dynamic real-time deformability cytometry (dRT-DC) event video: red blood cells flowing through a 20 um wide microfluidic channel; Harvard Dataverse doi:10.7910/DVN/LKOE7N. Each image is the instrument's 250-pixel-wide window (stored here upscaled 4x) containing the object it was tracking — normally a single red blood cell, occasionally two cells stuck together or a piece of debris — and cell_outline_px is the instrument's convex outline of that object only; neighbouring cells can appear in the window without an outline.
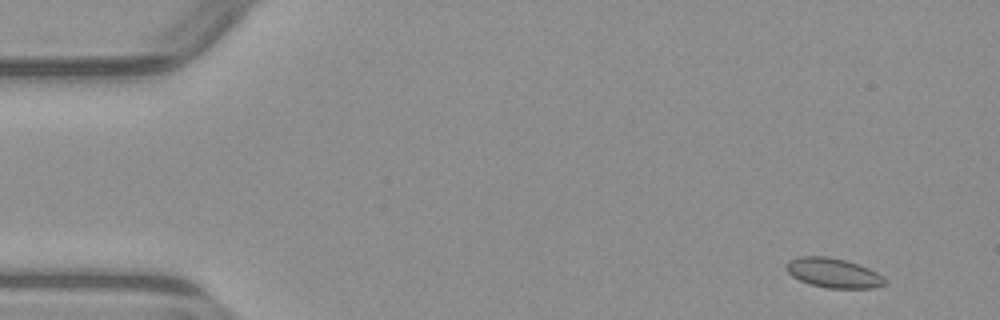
{"species": "common noctule bat (a hibernating species)", "species_latin": "Nyctalus noctula", "temperature_condition": "warm", "stored_images_in_passage": 6, "camera_frame_rate_fps": 3000, "um_per_image_px": 0.085, "animal": {"sex": "male", "body_mass_g": 23.1, "forearm_length_mm": 52.7}, "frame": {"image": 1, "passage_image": 1, "time_ms": 0.0, "image_size_px": [1000, 320], "cell_outline_px": [[884, 284], [872, 288], [828, 288], [812, 284], [800, 280], [792, 276], [784, 268], [784, 264], [788, 260], [800, 256], [828, 256], [860, 264], [884, 276]], "centroid_in_image_um": [70.79, 23.18], "position_along_channel_um": 14.2, "area_um2": 16.99}}
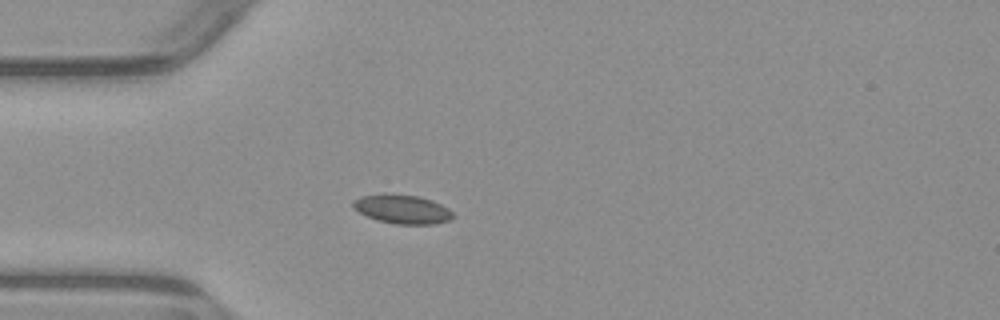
{"frame": {"image": 2, "passage_image": 4, "time_ms": 3.667, "image_size_px": [1000, 320], "cell_outline_px": [[456, 216], [452, 220], [436, 224], [396, 224], [376, 220], [352, 208], [352, 200], [360, 196], [384, 192], [416, 196], [432, 200], [448, 208]], "centroid_in_image_um": [34.18, 17.77], "position_along_channel_um": 50.8, "area_um2": 17.22}}
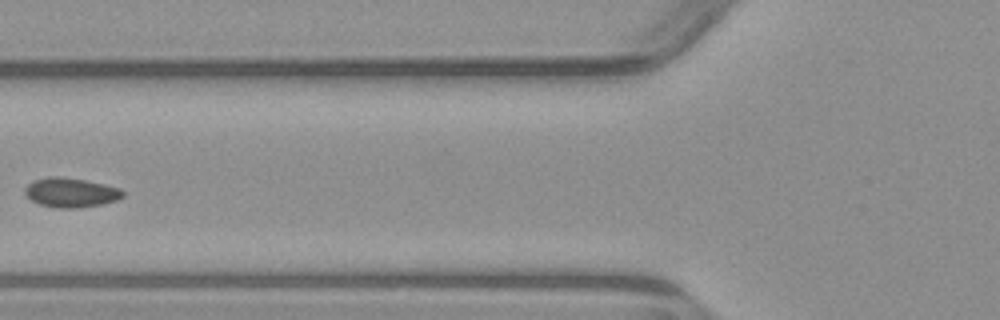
{"frame": {"image": 3, "passage_image": 6, "time_ms": 5.667, "image_size_px": [1000, 320], "cell_outline_px": [[124, 196], [116, 200], [100, 204], [76, 208], [56, 208], [40, 204], [32, 200], [24, 192], [24, 188], [32, 180], [48, 176], [60, 176], [84, 180], [104, 184], [120, 188], [124, 192]], "centroid_in_image_um": [6.0, 16.35], "position_along_channel_um": 119.8, "area_um2": 16.76}}